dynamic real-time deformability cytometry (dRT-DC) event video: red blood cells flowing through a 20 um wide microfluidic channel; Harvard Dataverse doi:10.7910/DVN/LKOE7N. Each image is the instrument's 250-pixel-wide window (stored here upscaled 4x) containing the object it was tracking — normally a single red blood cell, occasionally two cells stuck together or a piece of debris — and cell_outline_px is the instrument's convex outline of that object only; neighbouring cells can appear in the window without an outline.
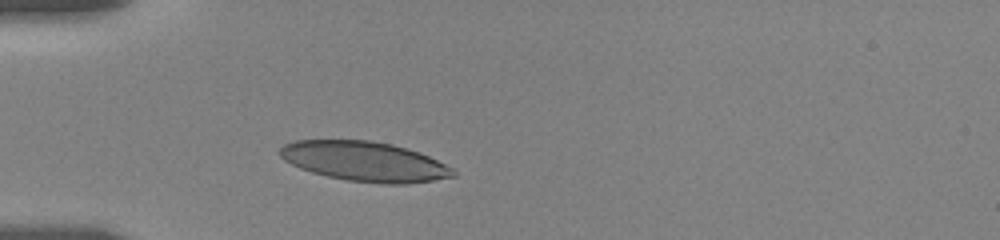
{"species": "human", "species_latin": "Homo sapiens", "temperature_condition": "room temperature", "stored_images_in_passage": 34, "camera_frame_rate_fps": 3000, "um_per_image_px": 0.085, "donor": {"sex": "female"}, "frame": {"image": 1, "passage_image": 1, "time_ms": 0.0, "image_size_px": [1000, 240], "cell_outline_px": [[456, 176], [432, 180], [404, 184], [384, 184], [348, 180], [328, 176], [312, 172], [300, 168], [284, 160], [280, 156], [280, 148], [284, 144], [296, 140], [368, 140], [392, 144], [420, 152], [452, 168], [456, 172]], "centroid_in_image_um": [30.98, 13.72], "position_along_channel_um": 54.0, "area_um2": 39.88}}
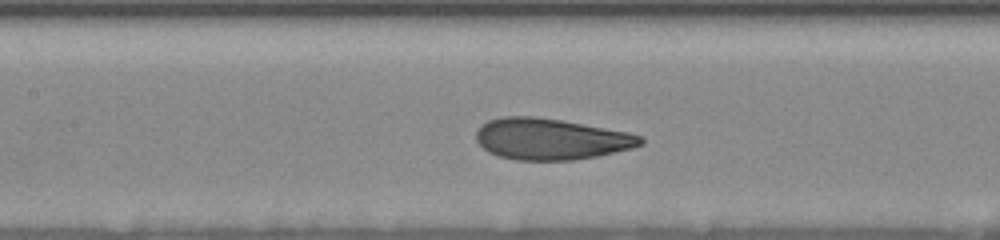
{"frame": {"image": 2, "passage_image": 15, "time_ms": 3.333, "image_size_px": [1000, 240], "cell_outline_px": [[644, 144], [632, 148], [596, 156], [576, 160], [516, 160], [496, 156], [488, 152], [476, 140], [476, 132], [488, 120], [504, 116], [536, 116], [560, 120], [628, 132], [640, 136], [644, 140]], "centroid_in_image_um": [46.81, 11.82], "position_along_channel_um": 160.6, "area_um2": 39.42}}
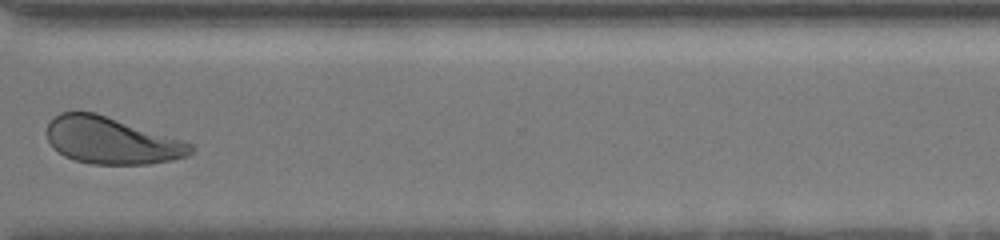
{"frame": {"image": 3, "passage_image": 28, "time_ms": 9.0, "image_size_px": [1000, 240], "cell_outline_px": [[196, 148], [188, 156], [172, 160], [148, 164], [92, 164], [76, 160], [64, 156], [52, 148], [48, 140], [48, 120], [60, 112], [96, 112], [192, 144]], "centroid_in_image_um": [9.44, 11.95], "position_along_channel_um": 361.2, "area_um2": 39.07}, "authors_computed_cell_mechanics": {"area_um2": 39.7953, "velocity_mm_per_s": 3.5545, "shape_relaxation_time_tau1_ms": 3.7792, "shape_relaxation_time_tau2_ms": 1.036, "deformation_change_tau1": 0.1455, "deformation_change_tau2": 0.0784}}